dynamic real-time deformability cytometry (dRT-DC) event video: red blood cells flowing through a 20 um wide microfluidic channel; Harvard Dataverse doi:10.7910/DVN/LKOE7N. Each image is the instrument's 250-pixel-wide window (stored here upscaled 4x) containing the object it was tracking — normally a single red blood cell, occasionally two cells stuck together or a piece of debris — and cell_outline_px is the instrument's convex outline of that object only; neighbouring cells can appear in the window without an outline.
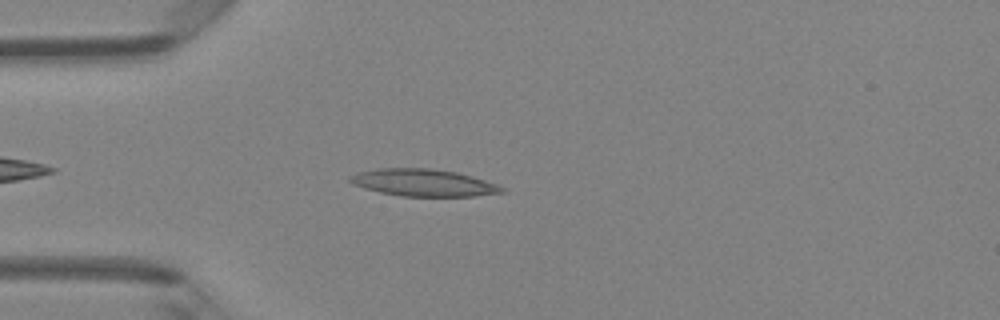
{"species": "Egyptian fruit bat (a non-hibernating species)", "species_latin": "Rousettus aegyptiacus", "temperature_condition": "room temperature", "stored_images_in_passage": 39, "camera_frame_rate_fps": 3000, "um_per_image_px": 0.085, "animal": {"sex": "female"}, "frame": {"image": 1, "passage_image": 5, "time_ms": 1.333, "image_size_px": [1000, 320], "cell_outline_px": [[504, 192], [476, 196], [400, 196], [380, 192], [364, 188], [352, 184], [348, 180], [348, 176], [356, 172], [376, 168], [428, 168], [456, 172], [472, 176], [496, 184], [504, 188]], "centroid_in_image_um": [35.93, 15.52], "position_along_channel_um": 49.1, "area_um2": 24.04}}
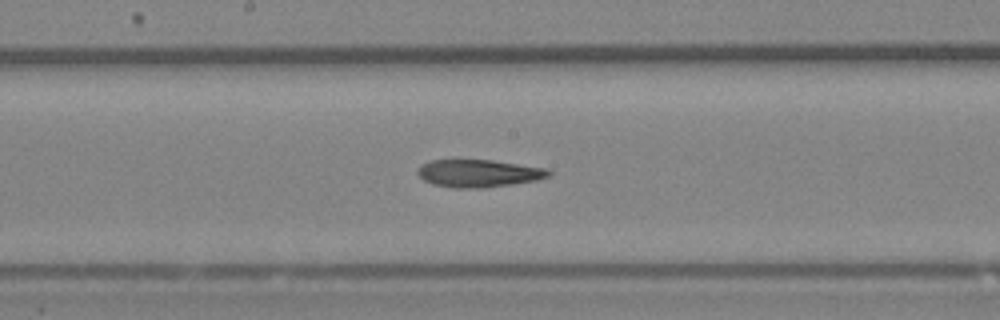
{"frame": {"image": 2, "passage_image": 17, "time_ms": 5.333, "image_size_px": [1000, 320], "cell_outline_px": [[552, 172], [548, 176], [536, 180], [484, 188], [452, 188], [432, 184], [424, 180], [416, 172], [416, 168], [420, 164], [432, 160], [492, 160], [548, 168]], "centroid_in_image_um": [40.65, 14.73], "position_along_channel_um": 207.6, "area_um2": 21.15}}
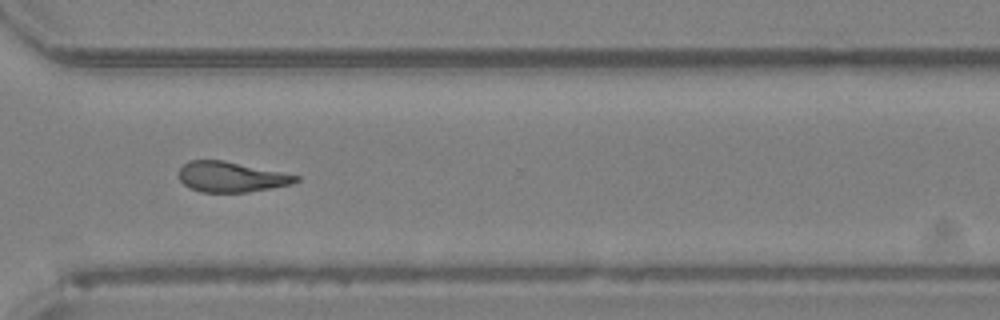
{"frame": {"image": 3, "passage_image": 27, "time_ms": 8.667, "image_size_px": [1000, 320], "cell_outline_px": [[300, 180], [292, 184], [248, 192], [200, 192], [188, 188], [180, 180], [180, 168], [188, 160], [224, 160], [300, 176]], "centroid_in_image_um": [19.64, 15.04], "position_along_channel_um": 351.0, "area_um2": 20.63}, "authors_computed_cell_mechanics": {"area_um2": 21.5016, "velocity_mm_per_s": 4.3069, "shape_relaxation_time_tau1_ms": null, "shape_relaxation_time_tau2_ms": 9.4849, "deformation_change_tau1": null, "deformation_change_tau2": 0.2392}}